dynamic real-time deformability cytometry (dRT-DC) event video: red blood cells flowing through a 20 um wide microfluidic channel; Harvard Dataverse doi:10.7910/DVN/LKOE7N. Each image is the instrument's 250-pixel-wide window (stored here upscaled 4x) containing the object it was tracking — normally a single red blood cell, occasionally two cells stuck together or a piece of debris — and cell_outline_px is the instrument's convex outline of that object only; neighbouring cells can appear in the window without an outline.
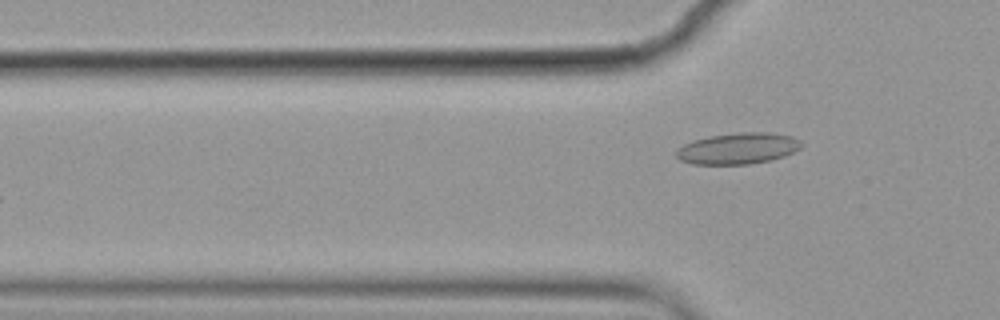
{"species": "common noctule bat (a hibernating species)", "species_latin": "Nyctalus noctula", "temperature_condition": "cold", "stored_images_in_passage": 6, "segment_of_instrument_passage": [2, 2], "camera_frame_rate_fps": 3000, "um_per_image_px": 0.085, "animal": {"sex": "female", "body_mass_g": 19.9}, "frame": {"image": 1, "passage_image": 6, "time_ms": 1.667, "image_size_px": [1000, 320], "cell_outline_px": [[804, 144], [800, 148], [784, 156], [772, 160], [748, 164], [692, 164], [680, 160], [676, 156], [676, 148], [692, 140], [708, 136], [740, 132], [768, 132], [792, 136], [800, 140]], "centroid_in_image_um": [62.72, 12.61], "position_along_channel_um": 63.1, "area_um2": 22.95}}